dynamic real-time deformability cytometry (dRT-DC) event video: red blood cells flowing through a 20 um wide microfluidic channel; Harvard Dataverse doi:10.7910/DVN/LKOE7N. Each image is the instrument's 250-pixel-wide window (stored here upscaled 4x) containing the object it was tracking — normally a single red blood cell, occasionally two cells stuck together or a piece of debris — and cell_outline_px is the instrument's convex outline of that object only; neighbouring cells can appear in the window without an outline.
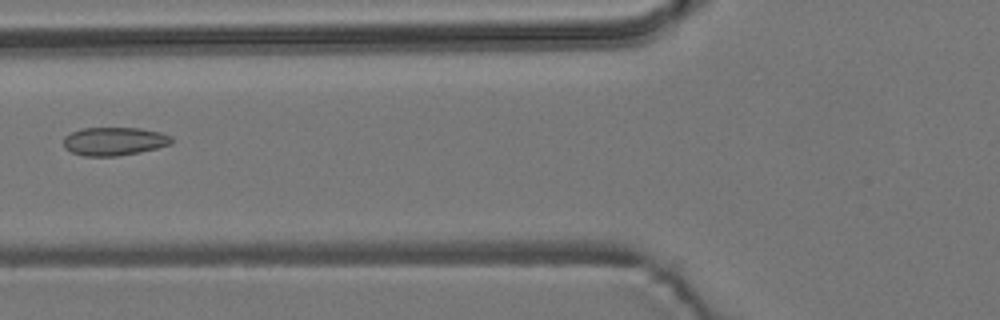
{"species": "common noctule bat (a hibernating species)", "species_latin": "Nyctalus noctula", "temperature_condition": "room temperature", "stored_images_in_passage": 4, "camera_frame_rate_fps": 3000, "um_per_image_px": 0.085, "animal": {"sex": "male", "body_mass_g": 19.2, "forearm_length_mm": 51.8}, "frame": {"image": 1, "passage_image": 4, "time_ms": 1.0, "image_size_px": [1000, 320], "cell_outline_px": [[172, 144], [140, 152], [116, 156], [84, 156], [72, 152], [64, 148], [64, 136], [72, 132], [84, 128], [140, 128], [160, 132], [172, 136]], "centroid_in_image_um": [9.71, 12.01], "position_along_channel_um": 116.1, "area_um2": 17.8}}